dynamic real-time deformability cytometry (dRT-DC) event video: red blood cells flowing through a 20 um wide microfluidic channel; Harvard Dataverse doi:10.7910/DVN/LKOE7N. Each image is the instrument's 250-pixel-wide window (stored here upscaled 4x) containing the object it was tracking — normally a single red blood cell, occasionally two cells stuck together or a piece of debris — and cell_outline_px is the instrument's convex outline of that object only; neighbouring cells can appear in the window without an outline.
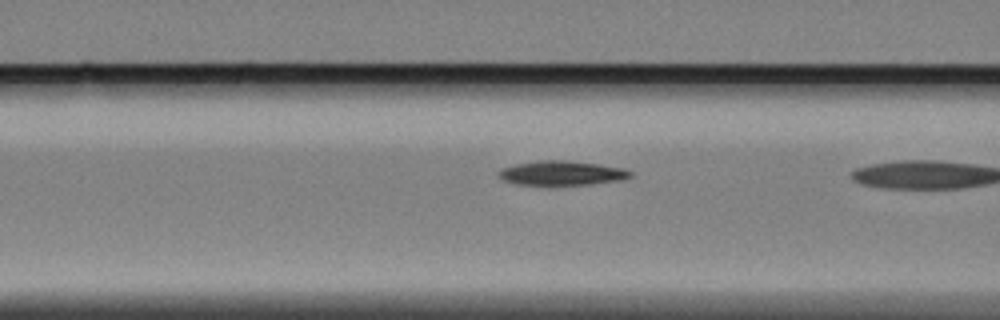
{"species": "Egyptian fruit bat (a non-hibernating species)", "species_latin": "Rousettus aegyptiacus", "temperature_condition": "cold", "stored_images_in_passage": 19, "camera_frame_rate_fps": 3000, "um_per_image_px": 0.085, "animal": {"sex": "female"}, "frame": {"image": 1, "passage_image": 18, "time_ms": 5.667, "image_size_px": [1000, 320], "cell_outline_px": [[632, 176], [620, 180], [588, 184], [548, 188], [516, 184], [504, 180], [496, 176], [496, 172], [500, 168], [516, 164], [540, 160], [564, 160], [596, 164], [624, 168], [632, 172]], "centroid_in_image_um": [47.65, 14.75], "position_along_channel_um": 119.0, "area_um2": 19.54}}